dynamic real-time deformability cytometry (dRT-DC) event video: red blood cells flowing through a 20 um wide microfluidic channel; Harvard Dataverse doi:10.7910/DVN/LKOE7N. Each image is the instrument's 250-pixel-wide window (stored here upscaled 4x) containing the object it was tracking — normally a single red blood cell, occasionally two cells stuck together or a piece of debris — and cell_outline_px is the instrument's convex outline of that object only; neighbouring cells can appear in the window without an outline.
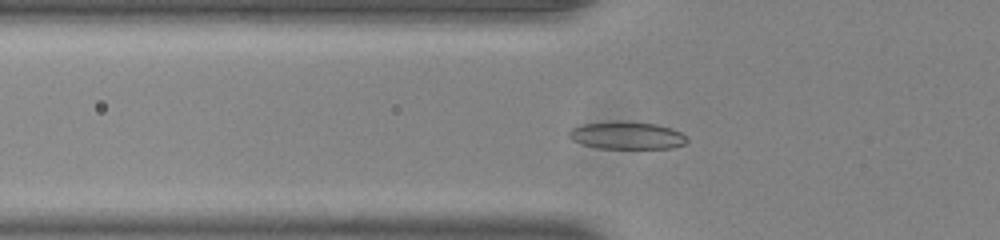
{"species": "common noctule bat (a hibernating species)", "species_latin": "Nyctalus noctula", "temperature_condition": "room temperature", "stored_images_in_passage": 42, "camera_frame_rate_fps": 3000, "um_per_image_px": 0.085, "animal": {"sex": "male", "body_mass_g": 20.0, "forearm_length_mm": 53.3}, "frame": {"image": 1, "passage_image": 6, "time_ms": 1.667, "image_size_px": [1000, 240], "cell_outline_px": [[688, 140], [684, 144], [672, 148], [600, 148], [584, 144], [572, 140], [568, 136], [568, 132], [572, 128], [584, 124], [616, 120], [656, 124], [672, 128], [680, 132]], "centroid_in_image_um": [53.28, 11.5], "position_along_channel_um": 72.5, "area_um2": 18.84}}
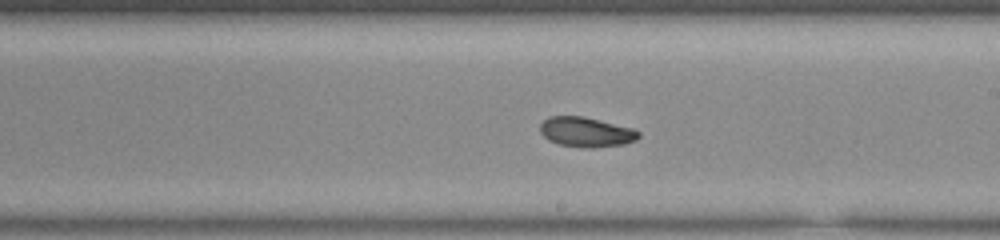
{"frame": {"image": 2, "passage_image": 19, "time_ms": 6.0, "image_size_px": [1000, 240], "cell_outline_px": [[640, 136], [636, 140], [624, 144], [592, 148], [584, 148], [560, 144], [548, 140], [540, 132], [540, 124], [544, 120], [552, 116], [580, 116], [632, 128], [640, 132]], "centroid_in_image_um": [49.82, 11.24], "position_along_channel_um": 239.2, "area_um2": 16.94}}
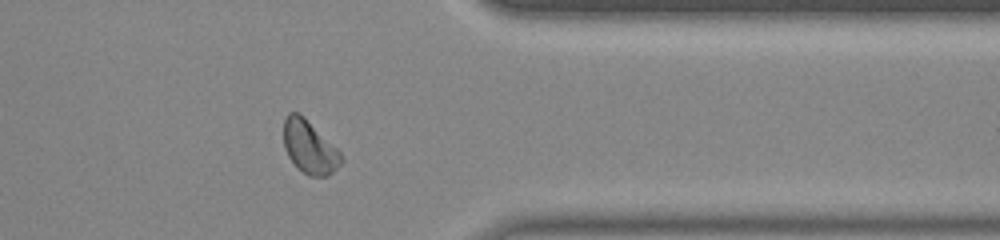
{"frame": {"image": 3, "passage_image": 31, "time_ms": 10.0, "image_size_px": [1000, 240], "cell_outline_px": [[344, 160], [328, 176], [308, 176], [296, 168], [288, 156], [284, 148], [284, 116], [288, 112], [300, 112], [340, 152]], "centroid_in_image_um": [26.27, 12.5], "position_along_channel_um": 385.1, "area_um2": 17.86}, "authors_computed_cell_mechanics": {"area_um2": 17.629, "velocity_mm_per_s": 3.8566, "shape_relaxation_time_tau1_ms": 6.5029, "shape_relaxation_time_tau2_ms": 3.6859, "deformation_change_tau1": 0.1355, "deformation_change_tau2": 0.0709}}